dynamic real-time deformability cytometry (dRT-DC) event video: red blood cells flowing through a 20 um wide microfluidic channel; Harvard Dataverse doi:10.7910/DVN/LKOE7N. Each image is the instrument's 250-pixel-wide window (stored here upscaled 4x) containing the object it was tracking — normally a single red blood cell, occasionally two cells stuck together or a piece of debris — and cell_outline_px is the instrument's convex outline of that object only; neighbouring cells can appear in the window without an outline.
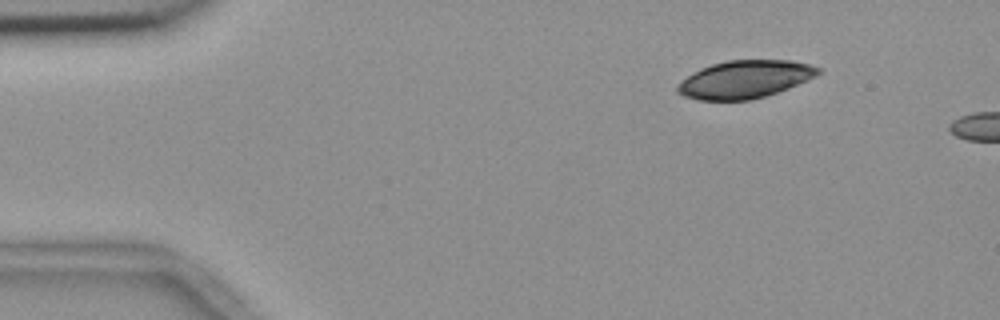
{"species": "common noctule bat (a hibernating species)", "species_latin": "Nyctalus noctula", "temperature_condition": "room temperature", "stored_images_in_passage": 3, "camera_frame_rate_fps": 3000, "um_per_image_px": 0.085, "animal": {"sex": "female", "body_mass_g": 18.4}, "frame": {"image": 1, "passage_image": 1, "time_ms": 0.0, "image_size_px": [1000, 320], "cell_outline_px": [[820, 72], [816, 76], [788, 88], [764, 96], [748, 100], [700, 100], [684, 96], [676, 92], [676, 88], [680, 80], [700, 68], [712, 64], [728, 60], [792, 60], [808, 64], [820, 68]], "centroid_in_image_um": [63.27, 6.74], "position_along_channel_um": 21.7, "area_um2": 30.81}}